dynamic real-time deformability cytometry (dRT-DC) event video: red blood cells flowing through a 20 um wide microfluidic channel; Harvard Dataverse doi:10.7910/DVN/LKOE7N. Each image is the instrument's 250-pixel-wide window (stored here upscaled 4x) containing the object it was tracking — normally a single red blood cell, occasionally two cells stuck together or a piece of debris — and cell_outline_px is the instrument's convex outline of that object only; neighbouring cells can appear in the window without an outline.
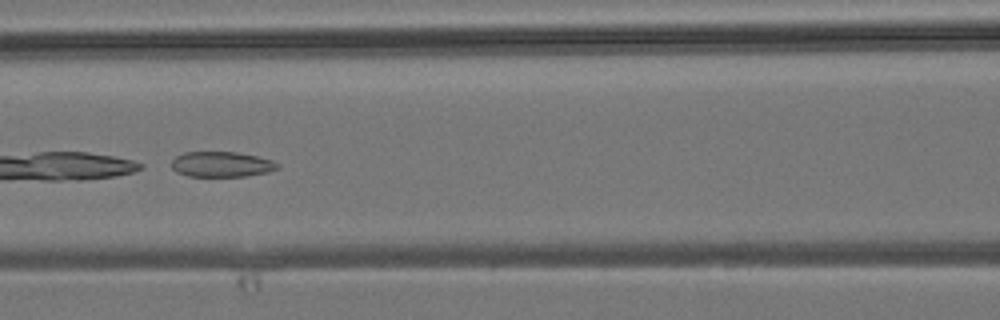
{"species": "common noctule bat (a hibernating species)", "species_latin": "Nyctalus noctula", "temperature_condition": "room temperature", "stored_images_in_passage": 7, "camera_frame_rate_fps": 3000, "um_per_image_px": 0.085, "animal": {"sex": "male", "body_mass_g": 19.2, "forearm_length_mm": 51.8}, "frame": {"image": 1, "passage_image": 6, "time_ms": 6.0, "image_size_px": [1000, 320], "cell_outline_px": [[280, 168], [268, 172], [244, 176], [188, 176], [176, 172], [172, 168], [172, 160], [176, 156], [184, 152], [236, 152], [256, 156], [272, 160], [280, 164]], "centroid_in_image_um": [18.84, 13.96], "position_along_channel_um": 147.8, "area_um2": 15.66}}
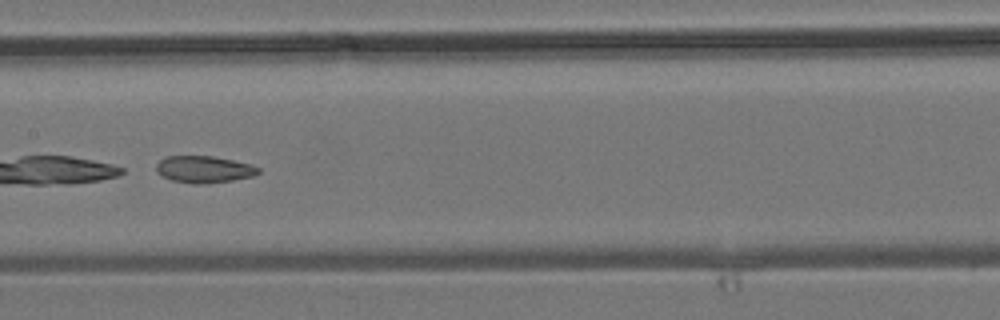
{"frame": {"image": 2, "passage_image": 7, "time_ms": 7.0, "image_size_px": [1000, 320], "cell_outline_px": [[260, 172], [252, 176], [232, 180], [204, 184], [196, 184], [172, 180], [160, 176], [156, 172], [156, 164], [164, 156], [212, 156], [232, 160], [248, 164], [260, 168]], "centroid_in_image_um": [17.28, 14.39], "position_along_channel_um": 190.1, "area_um2": 15.95}}